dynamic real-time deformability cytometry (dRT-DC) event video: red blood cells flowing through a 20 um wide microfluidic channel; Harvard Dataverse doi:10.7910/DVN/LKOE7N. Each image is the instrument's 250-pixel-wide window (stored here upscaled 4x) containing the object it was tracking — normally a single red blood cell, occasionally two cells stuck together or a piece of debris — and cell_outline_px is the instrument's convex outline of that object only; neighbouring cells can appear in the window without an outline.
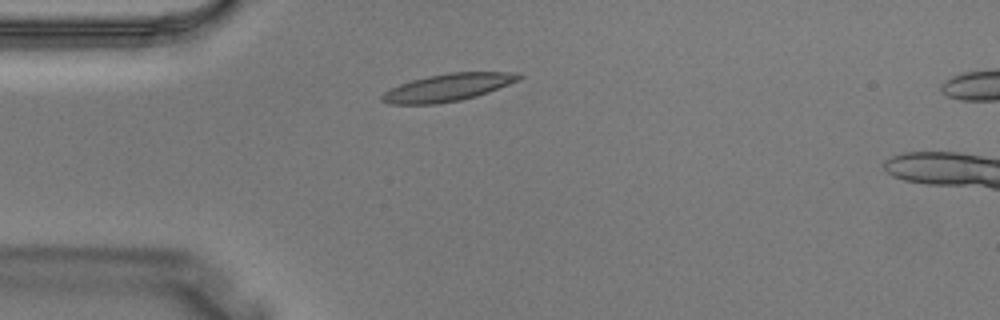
{"species": "Egyptian fruit bat (a non-hibernating species)", "species_latin": "Rousettus aegyptiacus", "temperature_condition": "warm", "stored_images_in_passage": 5, "camera_frame_rate_fps": 3000, "um_per_image_px": 0.085, "animal": {"sex": "male"}, "frame": {"image": 1, "passage_image": 5, "time_ms": 1.333, "image_size_px": [1000, 320], "cell_outline_px": [[524, 76], [520, 80], [488, 92], [476, 96], [460, 100], [436, 104], [392, 104], [380, 100], [380, 96], [384, 92], [400, 84], [412, 80], [428, 76], [448, 72], [520, 72]], "centroid_in_image_um": [38.1, 7.42], "position_along_channel_um": 46.9, "area_um2": 21.91}}